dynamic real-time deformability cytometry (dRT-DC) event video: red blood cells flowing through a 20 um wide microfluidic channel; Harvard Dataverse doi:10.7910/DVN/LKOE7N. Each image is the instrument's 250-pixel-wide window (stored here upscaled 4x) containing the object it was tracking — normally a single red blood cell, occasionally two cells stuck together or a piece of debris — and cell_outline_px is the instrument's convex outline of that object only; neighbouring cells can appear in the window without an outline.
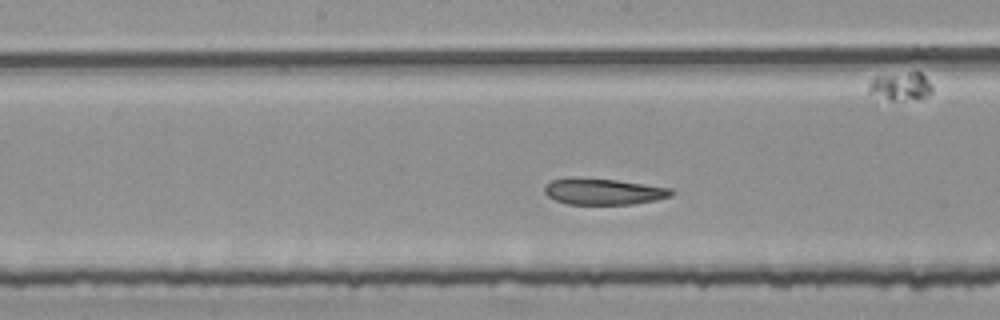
{"species": "common noctule bat (a hibernating species)", "species_latin": "Nyctalus noctula", "temperature_condition": "room temperature", "stored_images_in_passage": 38, "segment_of_instrument_passage": [2, 2], "camera_frame_rate_fps": 3000, "um_per_image_px": 0.085, "animal": {"sex": "female", "body_mass_g": 25.1}, "frame": {"image": 1, "passage_image": 15, "time_ms": 4.667, "image_size_px": [1000, 320], "cell_outline_px": [[672, 196], [656, 200], [632, 204], [568, 204], [556, 200], [548, 196], [544, 192], [544, 184], [552, 180], [616, 180], [672, 188]], "centroid_in_image_um": [51.34, 16.32], "position_along_channel_um": 196.9, "area_um2": 18.61}}
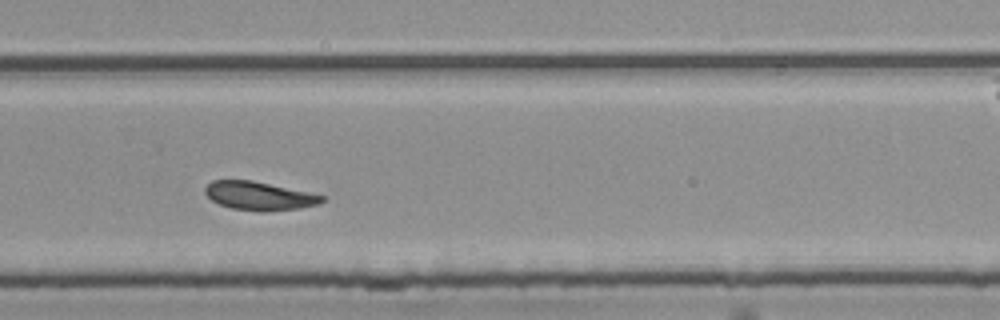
{"frame": {"image": 2, "passage_image": 24, "time_ms": 7.667, "image_size_px": [1000, 320], "cell_outline_px": [[324, 200], [320, 204], [300, 208], [264, 212], [260, 212], [232, 208], [220, 204], [212, 200], [204, 192], [204, 188], [212, 180], [252, 180], [308, 192], [324, 196]], "centroid_in_image_um": [22.03, 16.65], "position_along_channel_um": 307.8, "area_um2": 19.36}}
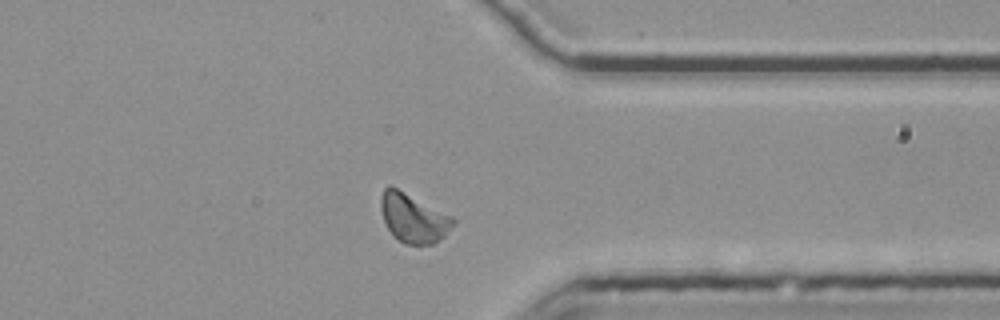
{"frame": {"image": 3, "passage_image": 30, "time_ms": 9.667, "image_size_px": [1000, 320], "cell_outline_px": [[456, 220], [444, 236], [432, 244], [404, 244], [388, 228], [384, 220], [380, 208], [380, 196], [384, 188], [388, 184], [452, 216]], "centroid_in_image_um": [35.11, 18.52], "position_along_channel_um": 376.3, "area_um2": 20.17}}